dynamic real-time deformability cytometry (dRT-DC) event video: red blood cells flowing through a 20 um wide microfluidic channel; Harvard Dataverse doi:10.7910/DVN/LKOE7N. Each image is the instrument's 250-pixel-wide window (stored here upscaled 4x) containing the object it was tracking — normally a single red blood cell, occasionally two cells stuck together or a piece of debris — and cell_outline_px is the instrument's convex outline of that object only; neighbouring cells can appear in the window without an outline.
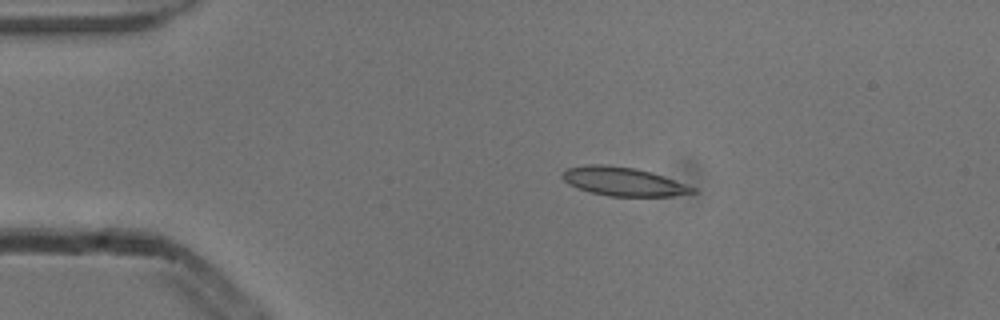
{"species": "common noctule bat (a hibernating species)", "species_latin": "Nyctalus noctula", "temperature_condition": "cold", "stored_images_in_passage": 4, "camera_frame_rate_fps": 3000, "um_per_image_px": 0.085, "animal": {"sex": "male", "body_mass_g": 13.3}, "frame": {"image": 1, "passage_image": 1, "time_ms": 0.0, "image_size_px": [1000, 320], "cell_outline_px": [[696, 192], [672, 196], [608, 196], [588, 192], [576, 188], [568, 184], [560, 176], [568, 168], [584, 164], [604, 164], [636, 168], [664, 176], [696, 188]], "centroid_in_image_um": [52.94, 15.43], "position_along_channel_um": 32.1, "area_um2": 21.85}}
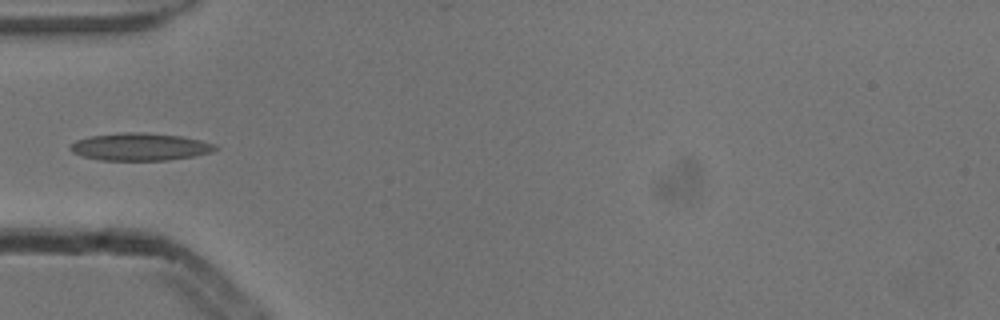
{"frame": {"image": 2, "passage_image": 3, "time_ms": 0.667, "image_size_px": [1000, 320], "cell_outline_px": [[220, 148], [212, 152], [196, 156], [168, 160], [100, 160], [84, 156], [72, 152], [68, 148], [68, 144], [76, 140], [92, 136], [124, 132], [140, 132], [180, 136], [200, 140], [216, 144]], "centroid_in_image_um": [11.92, 12.48], "position_along_channel_um": 73.1, "area_um2": 23.29}}
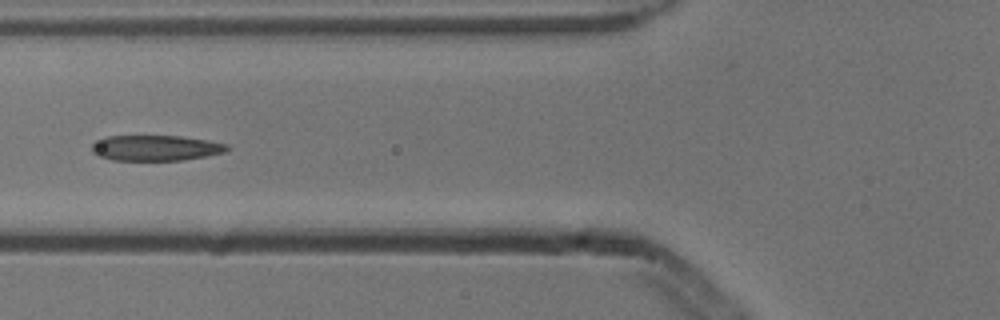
{"frame": {"image": 3, "passage_image": 4, "time_ms": 1.0, "image_size_px": [1000, 320], "cell_outline_px": [[232, 148], [224, 152], [204, 156], [180, 160], [112, 160], [100, 156], [92, 152], [92, 144], [96, 140], [104, 136], [180, 136], [228, 144]], "centroid_in_image_um": [13.2, 12.57], "position_along_channel_um": 112.6, "area_um2": 20.0}}